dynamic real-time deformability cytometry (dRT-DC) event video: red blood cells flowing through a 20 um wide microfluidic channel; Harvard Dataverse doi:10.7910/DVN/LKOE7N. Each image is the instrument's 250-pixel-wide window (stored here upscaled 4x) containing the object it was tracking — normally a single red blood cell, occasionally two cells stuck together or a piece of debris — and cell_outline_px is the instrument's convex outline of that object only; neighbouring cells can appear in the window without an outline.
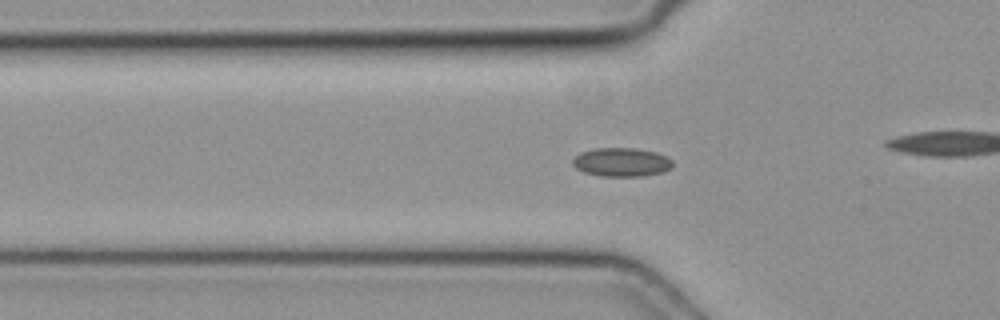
{"species": "common noctule bat (a hibernating species)", "species_latin": "Nyctalus noctula", "temperature_condition": "cold", "stored_images_in_passage": 51, "camera_frame_rate_fps": 3000, "um_per_image_px": 0.085, "animal": {"sex": "female", "body_mass_g": 19.3, "forearm_length_mm": 54.1}, "frame": {"image": 1, "passage_image": 17, "time_ms": 5.333, "image_size_px": [1000, 320], "cell_outline_px": [[672, 168], [664, 172], [644, 176], [600, 176], [584, 172], [576, 168], [572, 164], [572, 160], [580, 152], [596, 148], [636, 148], [656, 152], [672, 160]], "centroid_in_image_um": [52.83, 13.79], "position_along_channel_um": 73.0, "area_um2": 16.82}}
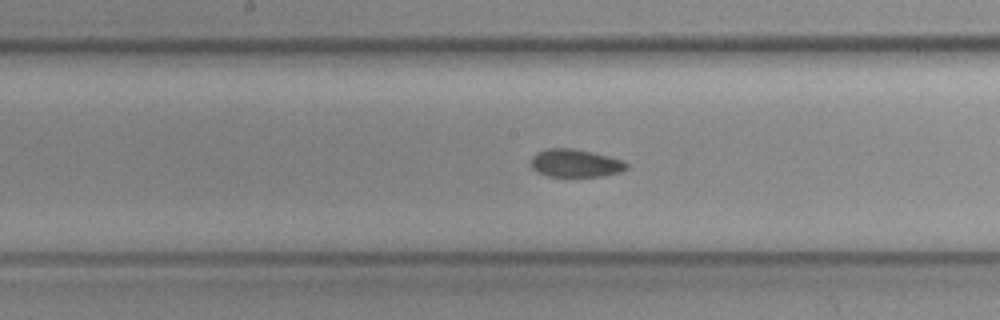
{"frame": {"image": 2, "passage_image": 26, "time_ms": 8.333, "image_size_px": [1000, 320], "cell_outline_px": [[628, 168], [620, 172], [604, 176], [548, 176], [536, 172], [532, 168], [532, 156], [536, 152], [548, 148], [572, 148], [592, 152], [624, 160], [628, 164]], "centroid_in_image_um": [48.92, 13.87], "position_along_channel_um": 199.3, "area_um2": 15.61}}
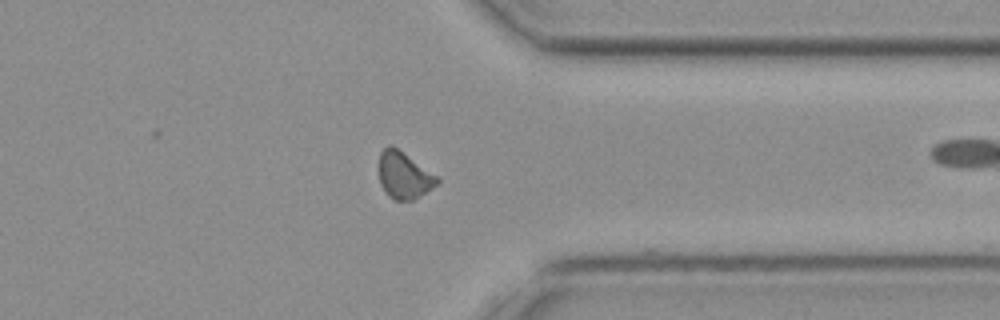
{"frame": {"image": 3, "passage_image": 39, "time_ms": 12.667, "image_size_px": [1000, 320], "cell_outline_px": [[440, 180], [432, 188], [420, 196], [412, 200], [396, 200], [388, 196], [380, 184], [380, 152], [388, 144], [392, 144], [440, 176]], "centroid_in_image_um": [34.37, 14.87], "position_along_channel_um": 377.0, "area_um2": 16.07}}